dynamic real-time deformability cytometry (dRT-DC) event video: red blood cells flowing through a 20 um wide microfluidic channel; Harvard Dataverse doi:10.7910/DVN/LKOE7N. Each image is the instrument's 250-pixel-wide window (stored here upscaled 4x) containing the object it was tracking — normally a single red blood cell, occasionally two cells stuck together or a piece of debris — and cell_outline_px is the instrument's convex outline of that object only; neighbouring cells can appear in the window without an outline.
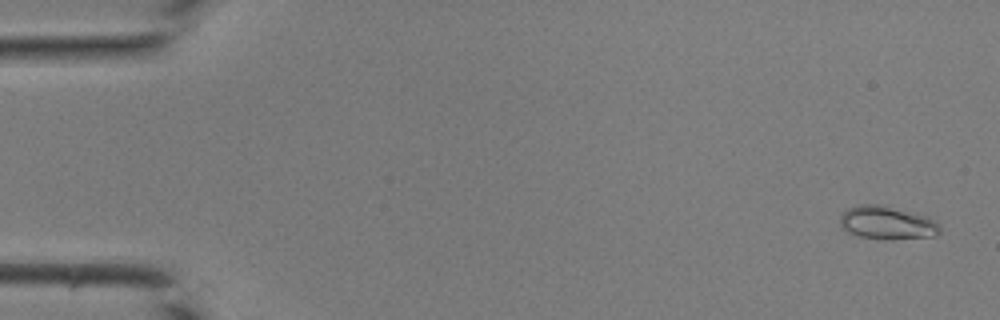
{"species": "common noctule bat (a hibernating species)", "species_latin": "Nyctalus noctula", "temperature_condition": "room temperature", "stored_images_in_passage": 42, "camera_frame_rate_fps": 3000, "um_per_image_px": 0.085, "animal": {"sex": "male", "body_mass_g": 19.0, "forearm_length_mm": 50.8}, "frame": {"image": 1, "passage_image": 2, "time_ms": 0.333, "image_size_px": [1000, 320], "cell_outline_px": [[940, 232], [936, 236], [892, 240], [860, 236], [848, 232], [840, 224], [840, 216], [848, 208], [860, 204], [880, 204], [928, 216], [940, 228]], "centroid_in_image_um": [75.41, 18.94], "position_along_channel_um": 9.6, "area_um2": 19.25}}
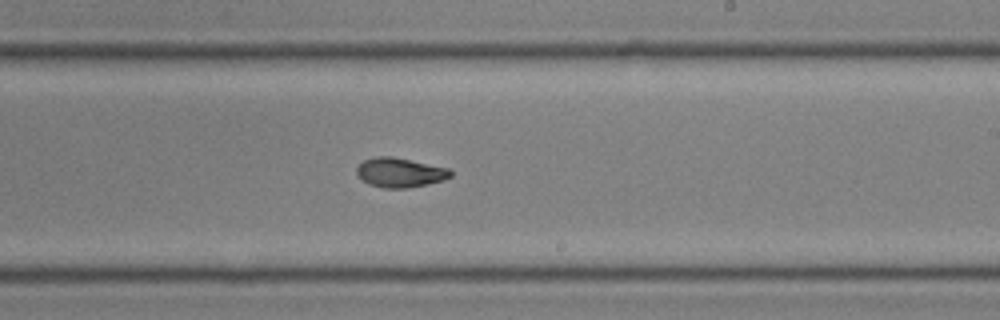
{"frame": {"image": 2, "passage_image": 26, "time_ms": 8.333, "image_size_px": [1000, 320], "cell_outline_px": [[452, 176], [444, 180], [408, 188], [384, 188], [368, 184], [356, 172], [356, 168], [364, 160], [376, 156], [392, 156], [448, 168], [452, 172]], "centroid_in_image_um": [34.0, 14.66], "position_along_channel_um": 255.0, "area_um2": 16.01}}
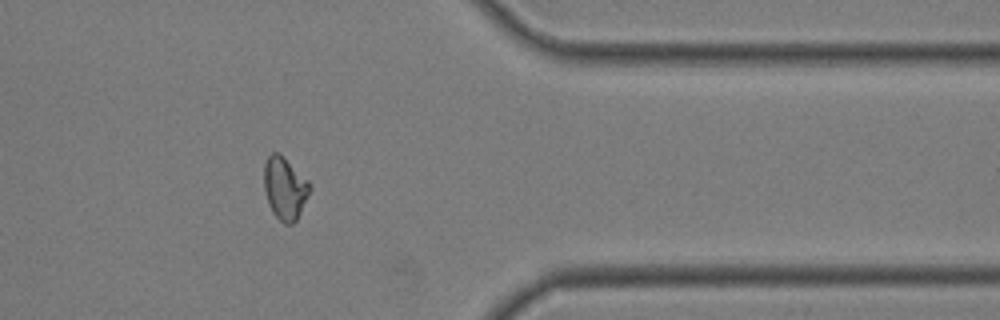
{"frame": {"image": 3, "passage_image": 35, "time_ms": 11.333, "image_size_px": [1000, 320], "cell_outline_px": [[312, 188], [296, 220], [292, 224], [284, 224], [272, 212], [268, 204], [264, 188], [264, 164], [268, 156], [272, 152], [280, 152], [308, 180]], "centroid_in_image_um": [24.21, 15.98], "position_along_channel_um": 387.2, "area_um2": 16.76}}